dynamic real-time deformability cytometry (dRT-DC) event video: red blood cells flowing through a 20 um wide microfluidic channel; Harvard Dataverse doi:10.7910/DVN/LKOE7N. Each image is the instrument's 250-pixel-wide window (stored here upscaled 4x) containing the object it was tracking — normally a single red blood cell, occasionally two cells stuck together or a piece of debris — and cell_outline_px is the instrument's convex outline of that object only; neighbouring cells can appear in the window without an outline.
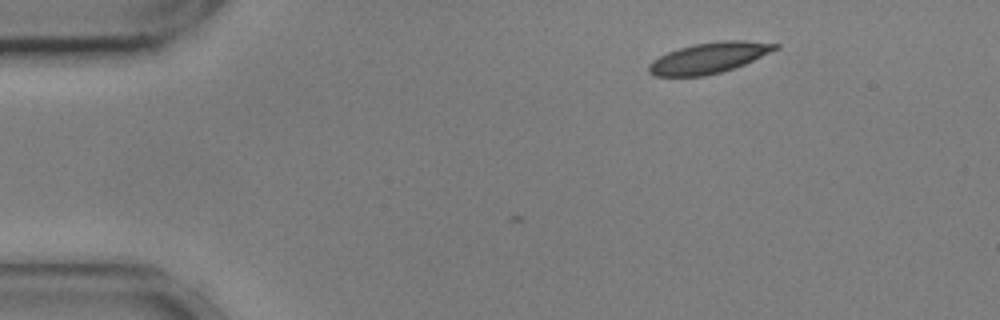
{"species": "common noctule bat (a hibernating species)", "species_latin": "Nyctalus noctula", "temperature_condition": "cold", "stored_images_in_passage": 4, "camera_frame_rate_fps": 3000, "um_per_image_px": 0.085, "animal": {"sex": "male", "body_mass_g": 17.9, "forearm_length_mm": 54.2}, "frame": {"image": 1, "passage_image": 1, "time_ms": 0.0, "image_size_px": [1000, 320], "cell_outline_px": [[780, 48], [744, 64], [720, 72], [704, 76], [656, 76], [648, 72], [648, 64], [652, 60], [668, 52], [680, 48], [696, 44], [720, 40], [744, 40], [780, 44]], "centroid_in_image_um": [60.27, 4.91], "position_along_channel_um": 24.7, "area_um2": 22.48}}